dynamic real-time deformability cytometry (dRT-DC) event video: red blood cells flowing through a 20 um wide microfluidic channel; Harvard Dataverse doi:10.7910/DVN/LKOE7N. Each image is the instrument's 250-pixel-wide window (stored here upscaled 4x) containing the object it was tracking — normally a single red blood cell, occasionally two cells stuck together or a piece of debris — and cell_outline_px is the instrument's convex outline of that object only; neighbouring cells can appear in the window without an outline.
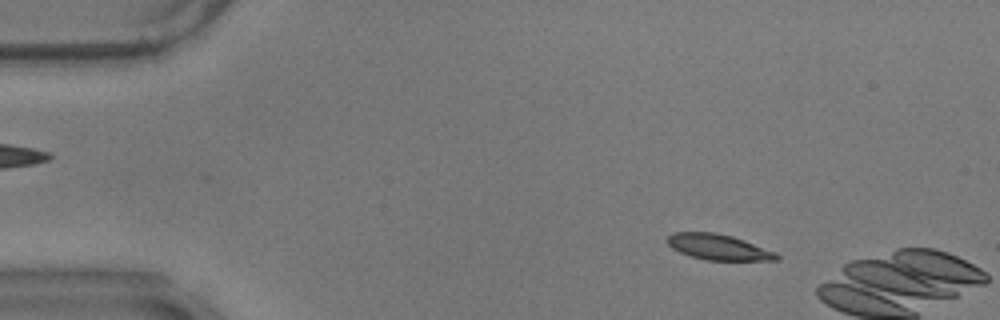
{"species": "common noctule bat (a hibernating species)", "species_latin": "Nyctalus noctula", "temperature_condition": "warm", "stored_images_in_passage": 11, "camera_frame_rate_fps": 3000, "um_per_image_px": 0.085, "animal": {"sex": "male", "body_mass_g": 17.9}, "frame": {"image": 1, "passage_image": 8, "time_ms": 2.333, "image_size_px": [1000, 320], "cell_outline_px": [[780, 256], [776, 260], [708, 260], [692, 256], [680, 252], [672, 248], [664, 240], [668, 236], [676, 232], [716, 232], [732, 236], [744, 240], [776, 252]], "centroid_in_image_um": [61.05, 20.99], "position_along_channel_um": 24.0, "area_um2": 16.24}}